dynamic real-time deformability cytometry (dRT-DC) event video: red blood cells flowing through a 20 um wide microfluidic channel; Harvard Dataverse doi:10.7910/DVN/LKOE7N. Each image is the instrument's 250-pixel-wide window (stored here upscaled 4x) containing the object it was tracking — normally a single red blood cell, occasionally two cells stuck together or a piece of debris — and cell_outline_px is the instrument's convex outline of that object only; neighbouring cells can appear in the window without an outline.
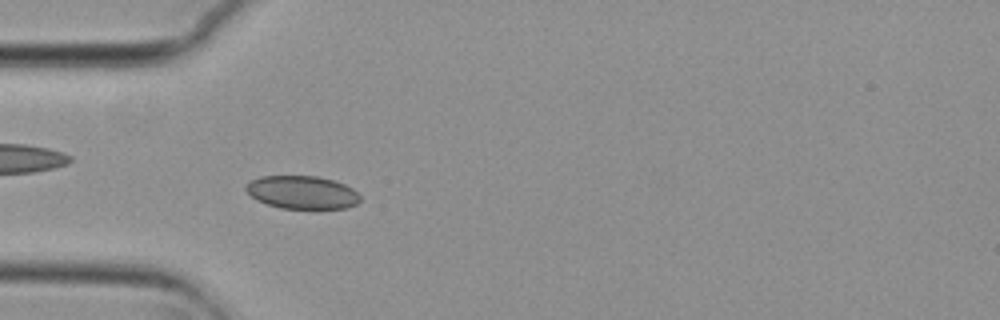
{"species": "common noctule bat (a hibernating species)", "species_latin": "Nyctalus noctula", "temperature_condition": "cold", "stored_images_in_passage": 55, "camera_frame_rate_fps": 3000, "um_per_image_px": 0.085, "animal": {"sex": "female", "body_mass_g": 29.2, "forearm_length_mm": 56.3}, "frame": {"image": 1, "passage_image": 16, "time_ms": 5.0, "image_size_px": [1000, 320], "cell_outline_px": [[360, 200], [356, 204], [348, 208], [280, 208], [256, 200], [244, 188], [244, 184], [260, 176], [316, 176], [336, 180], [352, 188], [360, 196]], "centroid_in_image_um": [25.67, 16.34], "position_along_channel_um": 59.3, "area_um2": 22.02}}
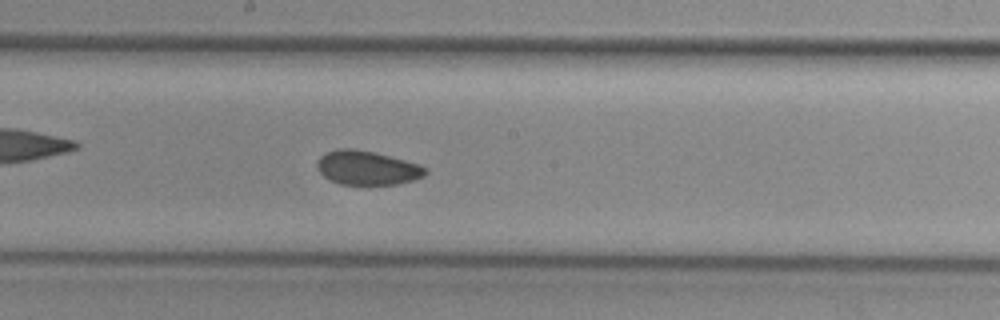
{"frame": {"image": 2, "passage_image": 29, "time_ms": 9.333, "image_size_px": [1000, 320], "cell_outline_px": [[428, 172], [424, 176], [412, 180], [396, 184], [340, 184], [328, 180], [316, 168], [316, 160], [320, 156], [328, 152], [340, 148], [352, 148], [372, 152], [420, 164], [428, 168]], "centroid_in_image_um": [31.19, 14.27], "position_along_channel_um": 217.0, "area_um2": 21.44}}
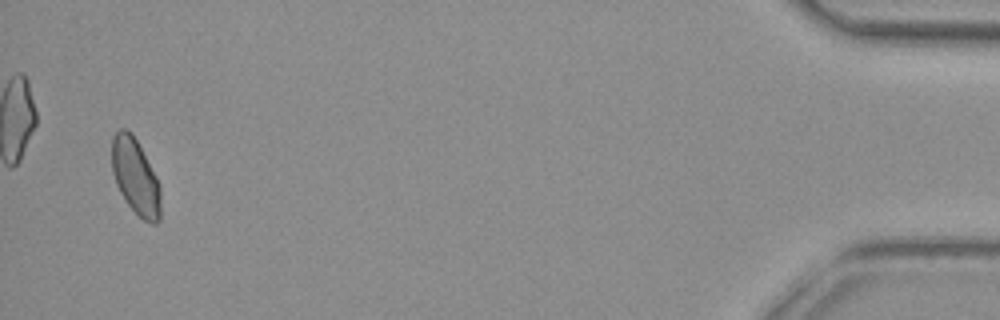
{"frame": {"image": 3, "passage_image": 53, "time_ms": 17.333, "image_size_px": [1000, 320], "cell_outline_px": [[160, 220], [156, 224], [152, 224], [144, 220], [128, 204], [120, 192], [116, 184], [112, 172], [112, 136], [120, 128], [124, 128], [136, 140], [156, 176], [160, 184]], "centroid_in_image_um": [11.51, 15.04], "position_along_channel_um": 423.7, "area_um2": 21.27}, "authors_computed_cell_mechanics": {"area_um2": 22.0218, "velocity_mm_per_s": 3.7107, "shape_relaxation_time_tau1_ms": null, "shape_relaxation_time_tau2_ms": 2.7127, "deformation_change_tau1": null, "deformation_change_tau2": 0.0507}}